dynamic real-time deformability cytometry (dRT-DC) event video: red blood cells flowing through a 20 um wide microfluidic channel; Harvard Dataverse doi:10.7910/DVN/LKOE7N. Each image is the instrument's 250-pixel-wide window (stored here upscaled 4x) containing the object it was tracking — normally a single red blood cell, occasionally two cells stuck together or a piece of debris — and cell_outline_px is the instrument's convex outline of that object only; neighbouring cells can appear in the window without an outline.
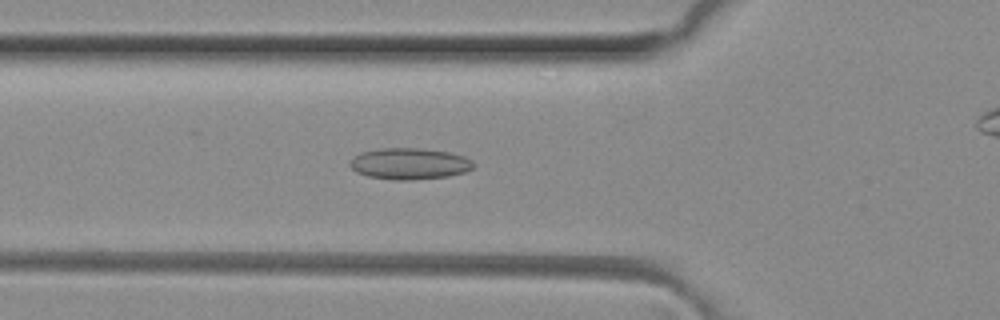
{"species": "common noctule bat (a hibernating species)", "species_latin": "Nyctalus noctula", "temperature_condition": "room temperature", "stored_images_in_passage": 19, "camera_frame_rate_fps": 3000, "um_per_image_px": 0.085, "animal": {"sex": "female", "body_mass_g": 29.2, "forearm_length_mm": 56.3}, "frame": {"image": 1, "passage_image": 16, "time_ms": 5.0, "image_size_px": [1000, 320], "cell_outline_px": [[476, 164], [472, 168], [464, 172], [448, 176], [412, 180], [392, 180], [368, 176], [356, 172], [348, 164], [352, 156], [360, 152], [380, 148], [416, 148], [448, 152], [464, 156], [472, 160]], "centroid_in_image_um": [34.77, 13.91], "position_along_channel_um": 91.0, "area_um2": 22.72}}
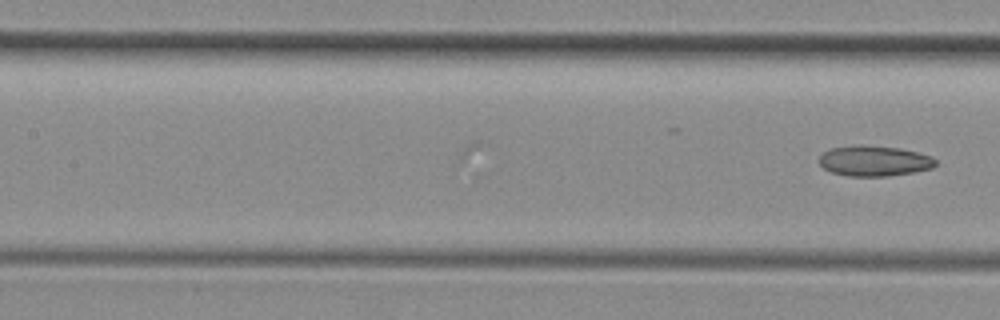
{"frame": {"image": 2, "passage_image": 19, "time_ms": 6.0, "image_size_px": [1000, 320], "cell_outline_px": [[936, 164], [932, 168], [912, 172], [888, 176], [848, 176], [832, 172], [824, 168], [816, 160], [828, 148], [860, 144], [864, 144], [900, 148], [932, 156], [936, 160]], "centroid_in_image_um": [74.27, 13.66], "position_along_channel_um": 133.1, "area_um2": 20.87}}